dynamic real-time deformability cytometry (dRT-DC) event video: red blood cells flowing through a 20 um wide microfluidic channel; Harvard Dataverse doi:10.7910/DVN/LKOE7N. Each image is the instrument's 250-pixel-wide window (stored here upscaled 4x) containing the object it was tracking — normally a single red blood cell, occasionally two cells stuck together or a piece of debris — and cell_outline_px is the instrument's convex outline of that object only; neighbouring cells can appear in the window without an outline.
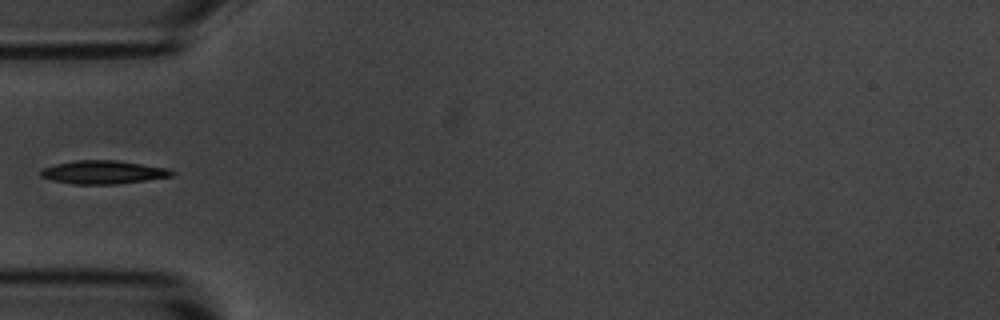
{"species": "common noctule bat (a hibernating species)", "species_latin": "Nyctalus noctula", "temperature_condition": "room temperature", "stored_images_in_passage": 4, "camera_frame_rate_fps": 3000, "um_per_image_px": 0.085, "animal": {"sex": "male", "body_mass_g": 20.1, "forearm_length_mm": 53.5}, "frame": {"image": 1, "passage_image": 3, "time_ms": 2.333, "image_size_px": [1000, 320], "cell_outline_px": [[176, 172], [172, 176], [116, 184], [72, 184], [52, 180], [40, 176], [40, 168], [56, 164], [76, 160], [116, 160], [168, 168]], "centroid_in_image_um": [8.74, 14.63], "position_along_channel_um": 76.3, "area_um2": 17.8}}